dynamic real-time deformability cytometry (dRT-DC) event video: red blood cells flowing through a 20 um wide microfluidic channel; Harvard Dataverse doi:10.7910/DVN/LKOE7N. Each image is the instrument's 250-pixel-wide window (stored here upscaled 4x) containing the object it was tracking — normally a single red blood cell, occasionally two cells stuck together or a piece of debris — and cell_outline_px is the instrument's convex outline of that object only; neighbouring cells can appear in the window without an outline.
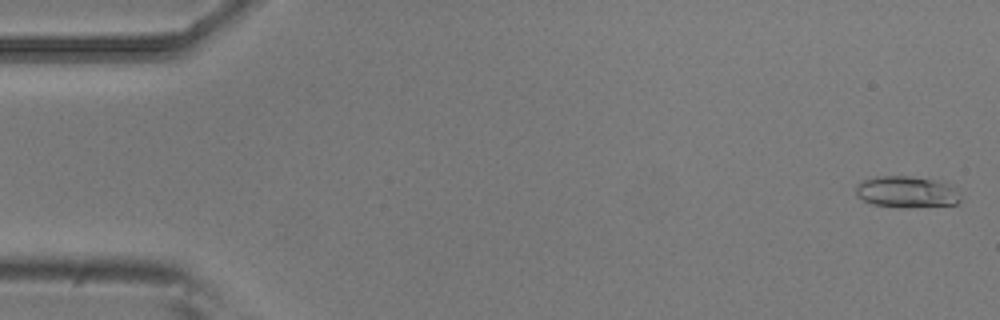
{"species": "common noctule bat (a hibernating species)", "species_latin": "Nyctalus noctula", "temperature_condition": "room temperature", "stored_images_in_passage": 6, "camera_frame_rate_fps": 3000, "um_per_image_px": 0.085, "animal": {"sex": "male", "body_mass_g": 20.5, "forearm_length_mm": 52.5}, "frame": {"image": 1, "passage_image": 1, "time_ms": 0.0, "image_size_px": [1000, 320], "cell_outline_px": [[960, 200], [956, 204], [900, 208], [872, 204], [856, 196], [856, 184], [864, 180], [876, 176], [908, 176], [940, 180], [952, 188]], "centroid_in_image_um": [76.99, 16.31], "position_along_channel_um": 8.0, "area_um2": 19.02}}
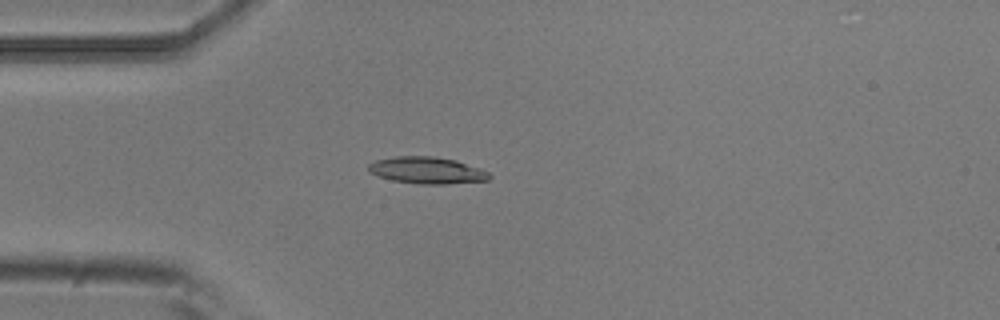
{"frame": {"image": 2, "passage_image": 4, "time_ms": 1.0, "image_size_px": [1000, 320], "cell_outline_px": [[492, 176], [488, 180], [448, 184], [420, 184], [392, 180], [376, 176], [368, 172], [368, 164], [376, 160], [396, 156], [432, 156], [456, 160], [480, 168], [488, 172]], "centroid_in_image_um": [36.27, 14.48], "position_along_channel_um": 48.7, "area_um2": 18.96}}